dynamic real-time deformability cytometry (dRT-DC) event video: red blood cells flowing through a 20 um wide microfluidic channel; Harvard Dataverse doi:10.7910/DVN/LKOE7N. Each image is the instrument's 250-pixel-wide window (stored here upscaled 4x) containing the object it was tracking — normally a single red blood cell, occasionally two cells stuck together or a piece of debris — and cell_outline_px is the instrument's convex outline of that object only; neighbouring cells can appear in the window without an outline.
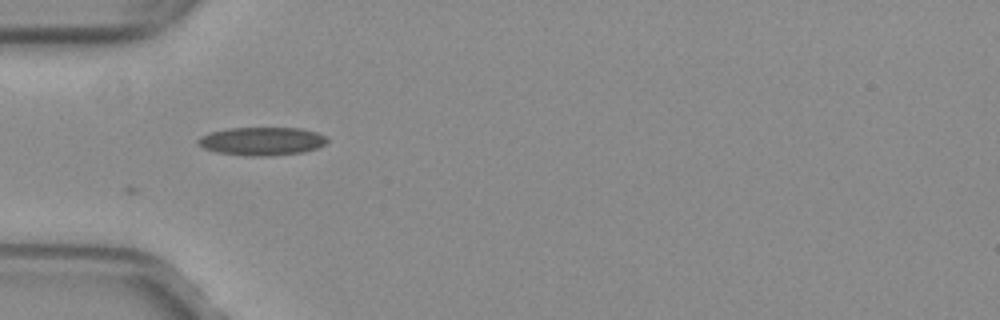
{"species": "common noctule bat (a hibernating species)", "species_latin": "Nyctalus noctula", "temperature_condition": "warm", "stored_images_in_passage": 37, "camera_frame_rate_fps": 3000, "um_per_image_px": 0.085, "animal": {"sex": "female", "body_mass_g": 29.2, "forearm_length_mm": 56.3}, "frame": {"image": 1, "passage_image": 1, "time_ms": 0.0, "image_size_px": [1000, 320], "cell_outline_px": [[328, 140], [324, 144], [316, 148], [304, 152], [272, 156], [248, 156], [216, 152], [204, 148], [196, 140], [200, 136], [212, 132], [228, 128], [300, 128], [316, 132], [324, 136]], "centroid_in_image_um": [22.25, 12.01], "position_along_channel_um": 62.7, "area_um2": 21.15}}
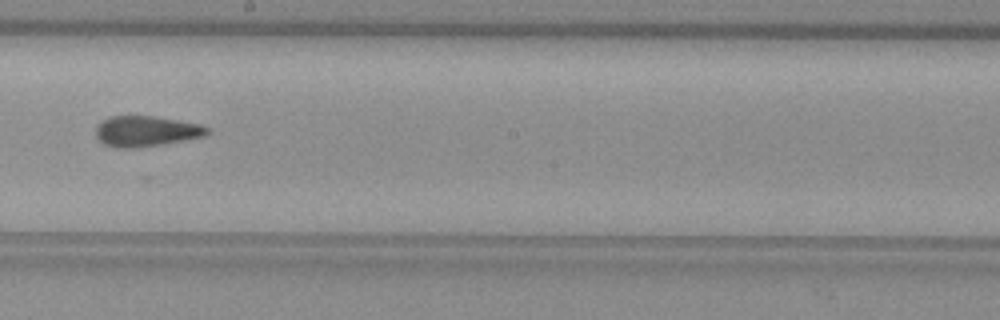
{"frame": {"image": 2, "passage_image": 14, "time_ms": 4.333, "image_size_px": [1000, 320], "cell_outline_px": [[212, 132], [204, 136], [184, 140], [136, 148], [116, 148], [104, 144], [96, 136], [96, 124], [100, 120], [108, 116], [152, 116], [200, 124], [208, 128]], "centroid_in_image_um": [12.38, 11.15], "position_along_channel_um": 235.8, "area_um2": 19.88}, "authors_computed_cell_mechanics": {"area_um2": 19.5364, "velocity_mm_per_s": 4.028, "shape_relaxation_time_tau1_ms": null, "shape_relaxation_time_tau2_ms": 1.4657, "deformation_change_tau1": null, "deformation_change_tau2": 0.1042}}